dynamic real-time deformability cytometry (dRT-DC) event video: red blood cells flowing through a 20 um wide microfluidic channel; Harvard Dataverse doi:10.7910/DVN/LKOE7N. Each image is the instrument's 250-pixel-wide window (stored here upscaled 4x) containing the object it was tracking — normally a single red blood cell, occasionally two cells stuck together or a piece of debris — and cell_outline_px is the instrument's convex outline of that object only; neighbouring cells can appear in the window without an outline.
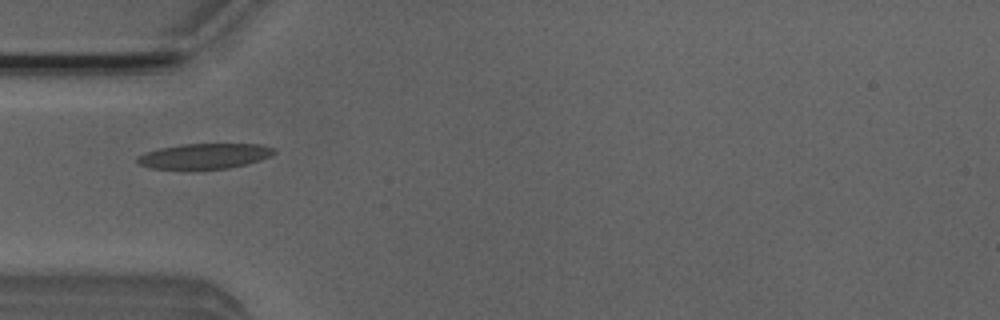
{"species": "Egyptian fruit bat (a non-hibernating species)", "species_latin": "Rousettus aegyptiacus", "temperature_condition": "room temperature", "stored_images_in_passage": 8, "camera_frame_rate_fps": 3000, "um_per_image_px": 0.085, "animal": {"sex": "male"}, "frame": {"image": 1, "passage_image": 4, "time_ms": 1.0, "image_size_px": [1000, 320], "cell_outline_px": [[276, 152], [272, 156], [248, 164], [228, 168], [188, 172], [152, 168], [140, 164], [136, 160], [136, 156], [160, 148], [184, 144], [260, 144], [276, 148]], "centroid_in_image_um": [17.39, 13.31], "position_along_channel_um": 67.6, "area_um2": 20.98}}
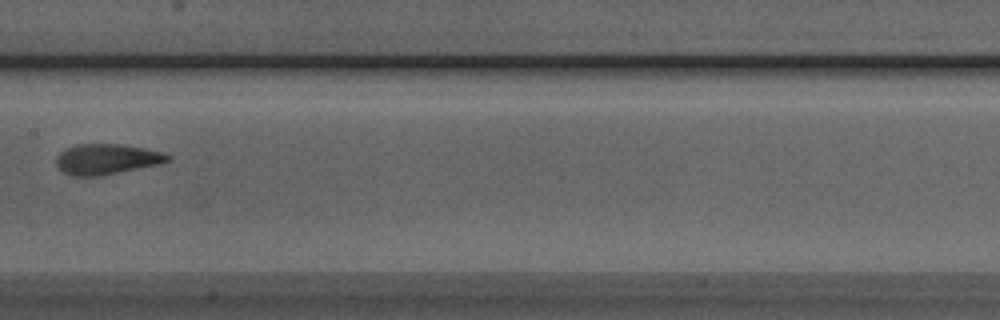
{"frame": {"image": 2, "passage_image": 7, "time_ms": 2.0, "image_size_px": [1000, 320], "cell_outline_px": [[172, 160], [160, 164], [100, 176], [72, 176], [64, 172], [56, 164], [56, 156], [60, 152], [68, 148], [80, 144], [120, 144], [144, 148], [164, 152], [172, 156]], "centroid_in_image_um": [9.12, 13.53], "position_along_channel_um": 198.3, "area_um2": 19.83}}
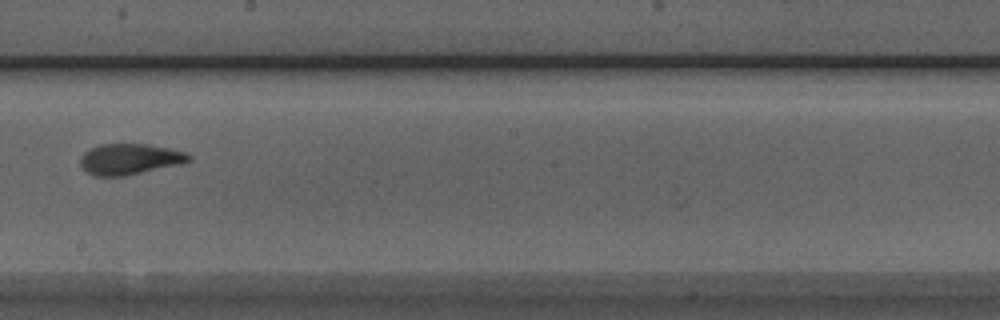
{"frame": {"image": 3, "passage_image": 8, "time_ms": 2.333, "image_size_px": [1000, 320], "cell_outline_px": [[192, 160], [180, 164], [124, 176], [92, 176], [80, 164], [80, 156], [84, 152], [100, 144], [148, 144], [188, 152], [192, 156]], "centroid_in_image_um": [11.04, 13.52], "position_along_channel_um": 237.2, "area_um2": 19.54}}